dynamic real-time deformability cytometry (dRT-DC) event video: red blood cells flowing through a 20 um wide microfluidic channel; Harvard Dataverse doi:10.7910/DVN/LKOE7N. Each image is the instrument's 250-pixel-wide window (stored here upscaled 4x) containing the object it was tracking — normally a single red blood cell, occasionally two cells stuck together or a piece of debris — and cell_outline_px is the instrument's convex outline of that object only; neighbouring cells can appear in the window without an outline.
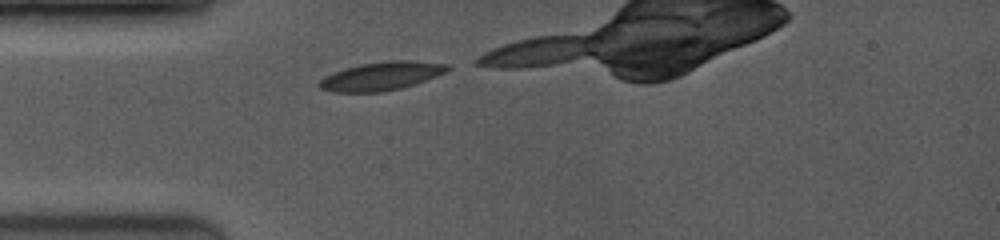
{"species": "common noctule bat (a hibernating species)", "species_latin": "Nyctalus noctula", "temperature_condition": "room temperature", "stored_images_in_passage": 2, "camera_frame_rate_fps": 3500, "um_per_image_px": 0.085, "animal": {"sex": "female", "body_mass_g": 19.0, "forearm_length_mm": 53.3}, "frame": {"image": 1, "passage_image": 1, "time_ms": 0.0, "image_size_px": [1000, 240], "cell_outline_px": [[452, 68], [436, 76], [416, 84], [400, 88], [380, 92], [332, 92], [320, 88], [316, 84], [324, 76], [360, 64], [392, 60], [412, 60], [448, 64]], "centroid_in_image_um": [32.43, 6.47], "position_along_channel_um": 52.6, "area_um2": 21.15}}